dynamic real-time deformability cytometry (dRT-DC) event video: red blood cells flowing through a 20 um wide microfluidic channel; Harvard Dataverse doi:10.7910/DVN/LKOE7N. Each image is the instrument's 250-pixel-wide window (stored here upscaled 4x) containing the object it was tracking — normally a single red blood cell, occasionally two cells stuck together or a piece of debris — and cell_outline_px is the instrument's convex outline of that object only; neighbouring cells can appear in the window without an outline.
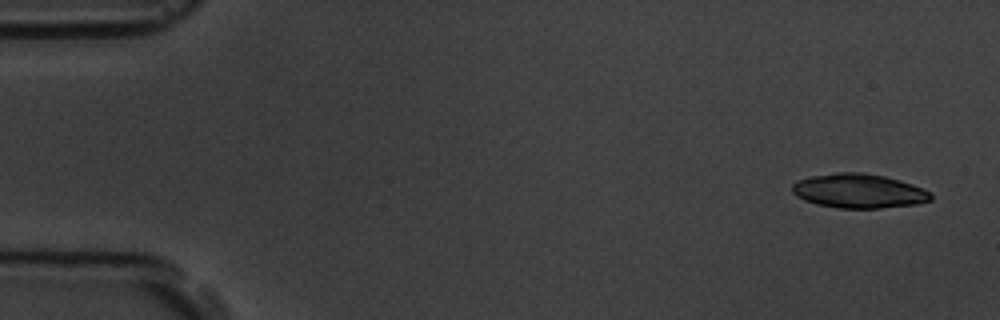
{"species": "common noctule bat (a hibernating species)", "species_latin": "Nyctalus noctula", "temperature_condition": "room temperature", "stored_images_in_passage": 5, "camera_frame_rate_fps": 3000, "um_per_image_px": 0.085, "animal": {"sex": "male", "body_mass_g": 19.5, "forearm_length_mm": 54.6}, "frame": {"image": 1, "passage_image": 1, "time_ms": 0.0, "image_size_px": [1000, 320], "cell_outline_px": [[932, 200], [916, 204], [880, 208], [840, 208], [816, 204], [804, 200], [796, 196], [792, 192], [792, 184], [796, 180], [812, 176], [836, 172], [864, 172], [884, 176], [900, 180], [912, 184], [932, 192]], "centroid_in_image_um": [72.99, 16.22], "position_along_channel_um": 12.0, "area_um2": 27.86}}
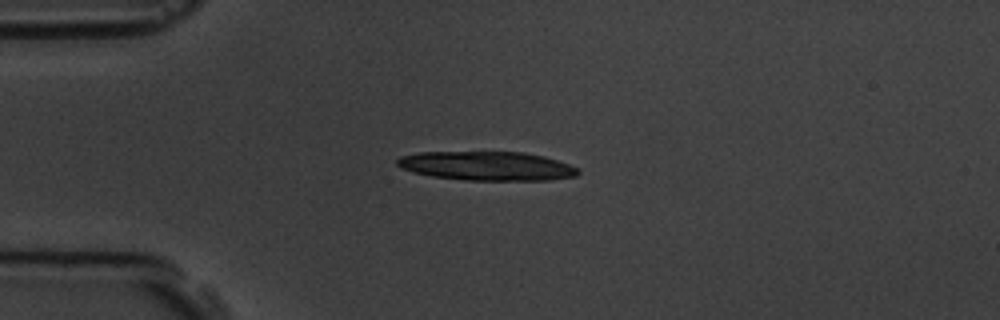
{"frame": {"image": 2, "passage_image": 4, "time_ms": 3.667, "image_size_px": [1000, 320], "cell_outline_px": [[580, 172], [576, 176], [548, 180], [464, 180], [432, 176], [412, 172], [400, 168], [396, 164], [396, 160], [400, 156], [420, 152], [524, 152], [544, 156], [580, 168]], "centroid_in_image_um": [41.38, 14.1], "position_along_channel_um": 43.6, "area_um2": 30.69}}